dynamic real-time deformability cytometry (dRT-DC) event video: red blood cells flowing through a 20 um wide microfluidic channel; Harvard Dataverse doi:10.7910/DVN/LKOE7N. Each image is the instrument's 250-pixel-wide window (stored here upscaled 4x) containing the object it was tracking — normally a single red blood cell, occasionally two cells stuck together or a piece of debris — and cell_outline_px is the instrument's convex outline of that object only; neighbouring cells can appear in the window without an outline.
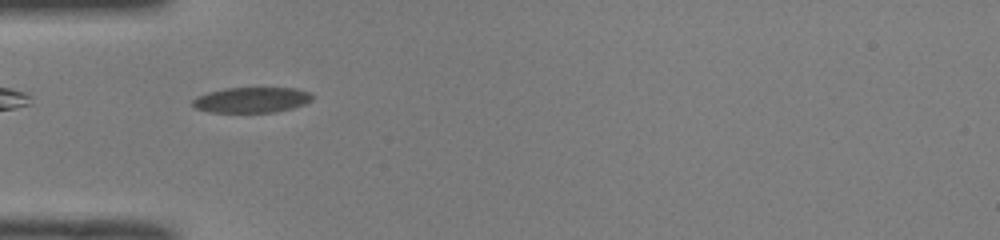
{"species": "common noctule bat (a hibernating species)", "species_latin": "Nyctalus noctula", "temperature_condition": "room temperature", "stored_images_in_passage": 38, "camera_frame_rate_fps": 3000, "um_per_image_px": 0.085, "animal": {"sex": "male", "body_mass_g": 19.0, "forearm_length_mm": 50.8}, "frame": {"image": 1, "passage_image": 2, "time_ms": 0.333, "image_size_px": [1000, 240], "cell_outline_px": [[312, 100], [304, 104], [292, 108], [276, 112], [208, 112], [196, 108], [192, 104], [192, 100], [196, 96], [208, 92], [224, 88], [296, 88], [312, 92]], "centroid_in_image_um": [21.39, 8.49], "position_along_channel_um": 63.6, "area_um2": 17.86}}
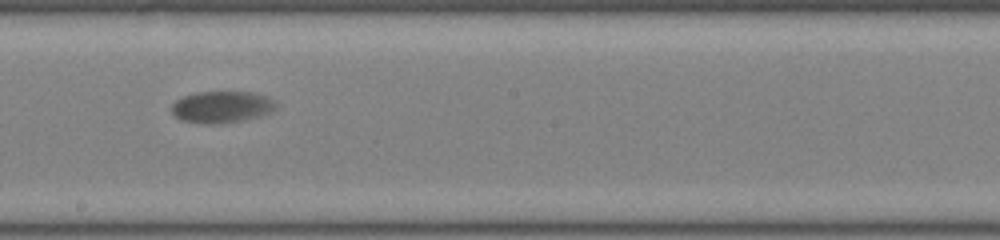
{"frame": {"image": 2, "passage_image": 15, "time_ms": 4.667, "image_size_px": [1000, 240], "cell_outline_px": [[276, 108], [272, 112], [260, 116], [220, 124], [204, 124], [180, 120], [172, 112], [172, 104], [176, 100], [184, 96], [196, 92], [252, 92], [276, 100]], "centroid_in_image_um": [18.85, 9.09], "position_along_channel_um": 229.3, "area_um2": 19.31}}
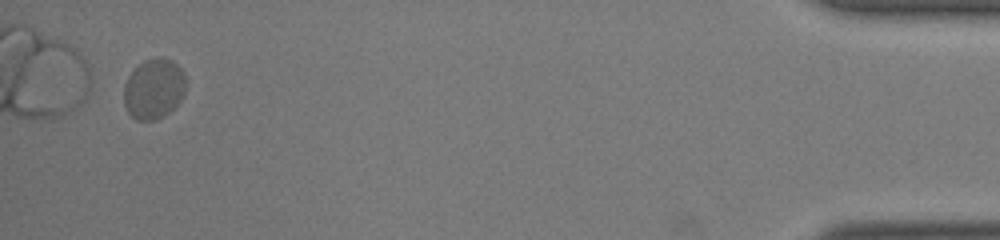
{"frame": {"image": 3, "passage_image": 36, "time_ms": 11.667, "image_size_px": [1000, 240], "cell_outline_px": [[184, 92], [180, 100], [164, 116], [156, 120], [136, 120], [128, 112], [124, 104], [124, 84], [128, 76], [144, 60], [156, 56], [160, 56], [172, 60], [184, 72]], "centroid_in_image_um": [13.06, 7.54], "position_along_channel_um": 422.1, "area_um2": 21.68}, "authors_computed_cell_mechanics": {"area_um2": 19.9699, "velocity_mm_per_s": 3.8674, "shape_relaxation_time_tau1_ms": 5.7355, "shape_relaxation_time_tau2_ms": null, "deformation_change_tau1": 0.1712, "deformation_change_tau2": null}}